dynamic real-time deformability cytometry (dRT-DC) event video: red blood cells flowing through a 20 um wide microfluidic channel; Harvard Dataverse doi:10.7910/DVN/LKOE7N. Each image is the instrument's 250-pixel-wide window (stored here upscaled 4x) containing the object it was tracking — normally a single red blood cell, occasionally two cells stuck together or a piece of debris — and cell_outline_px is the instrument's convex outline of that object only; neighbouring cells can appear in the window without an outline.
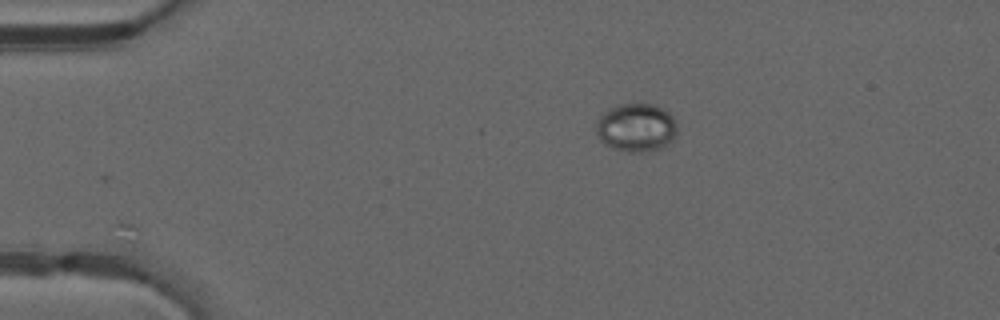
{"species": "common noctule bat (a hibernating species)", "species_latin": "Nyctalus noctula", "temperature_condition": "warm", "stored_images_in_passage": 29, "camera_frame_rate_fps": 3000, "um_per_image_px": 0.085, "animal": {"sex": "male", "forearm_length_mm": 52.5}, "frame": {"image": 1, "passage_image": 1, "time_ms": 0.0, "image_size_px": [1000, 320], "cell_outline_px": [[676, 132], [672, 140], [660, 148], [640, 152], [628, 152], [612, 148], [604, 144], [600, 140], [596, 132], [596, 124], [600, 116], [608, 108], [620, 104], [656, 104], [664, 108], [676, 120]], "centroid_in_image_um": [54.06, 10.83], "position_along_channel_um": 30.9, "area_um2": 22.89}}
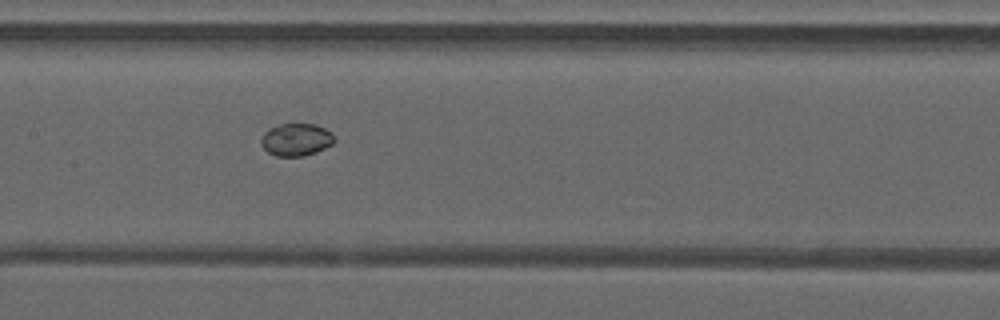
{"frame": {"image": 2, "passage_image": 16, "time_ms": 5.0, "image_size_px": [1000, 320], "cell_outline_px": [[336, 140], [332, 144], [316, 152], [304, 156], [276, 156], [268, 152], [260, 144], [260, 140], [264, 132], [268, 128], [280, 124], [316, 124], [332, 132]], "centroid_in_image_um": [25.17, 11.86], "position_along_channel_um": 182.2, "area_um2": 13.99}}
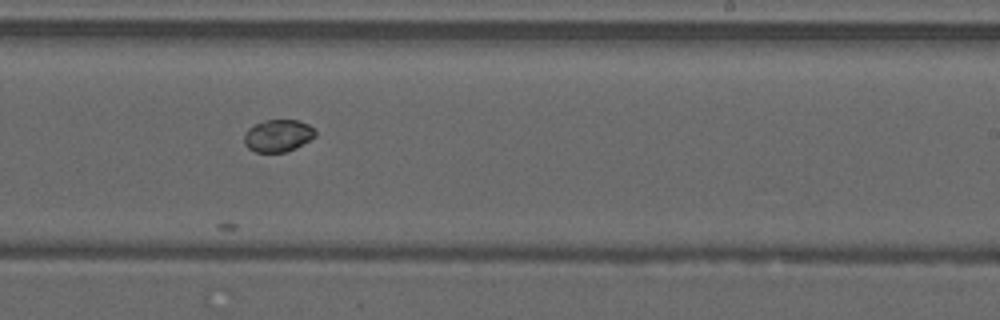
{"frame": {"image": 3, "passage_image": 22, "time_ms": 7.0, "image_size_px": [1000, 320], "cell_outline_px": [[316, 136], [296, 148], [284, 152], [256, 152], [248, 148], [244, 144], [244, 136], [248, 128], [264, 120], [296, 120], [308, 124], [316, 132]], "centroid_in_image_um": [23.62, 11.53], "position_along_channel_um": 265.4, "area_um2": 13.29}}